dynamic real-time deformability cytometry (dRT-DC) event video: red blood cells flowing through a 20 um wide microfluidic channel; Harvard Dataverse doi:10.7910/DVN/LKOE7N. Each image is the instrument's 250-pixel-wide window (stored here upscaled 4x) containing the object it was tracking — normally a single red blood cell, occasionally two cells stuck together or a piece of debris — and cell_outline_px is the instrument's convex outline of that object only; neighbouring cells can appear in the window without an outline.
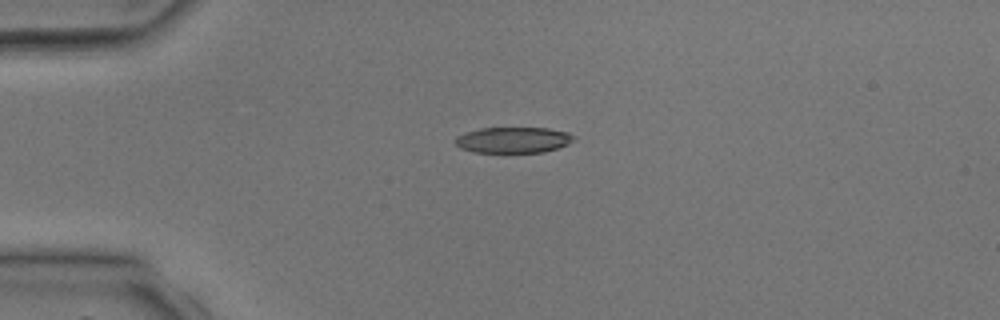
{"species": "common noctule bat (a hibernating species)", "species_latin": "Nyctalus noctula", "temperature_condition": "room temperature", "stored_images_in_passage": 3, "camera_frame_rate_fps": 3000, "um_per_image_px": 0.085, "animal": {"sex": "male", "body_mass_g": 17.9, "forearm_length_mm": 54.2}, "frame": {"image": 1, "passage_image": 2, "time_ms": 2.0, "image_size_px": [1000, 320], "cell_outline_px": [[572, 140], [568, 144], [544, 152], [472, 152], [460, 148], [456, 144], [456, 136], [464, 132], [480, 128], [548, 128], [568, 132], [572, 136]], "centroid_in_image_um": [43.58, 11.89], "position_along_channel_um": 41.4, "area_um2": 17.74}}